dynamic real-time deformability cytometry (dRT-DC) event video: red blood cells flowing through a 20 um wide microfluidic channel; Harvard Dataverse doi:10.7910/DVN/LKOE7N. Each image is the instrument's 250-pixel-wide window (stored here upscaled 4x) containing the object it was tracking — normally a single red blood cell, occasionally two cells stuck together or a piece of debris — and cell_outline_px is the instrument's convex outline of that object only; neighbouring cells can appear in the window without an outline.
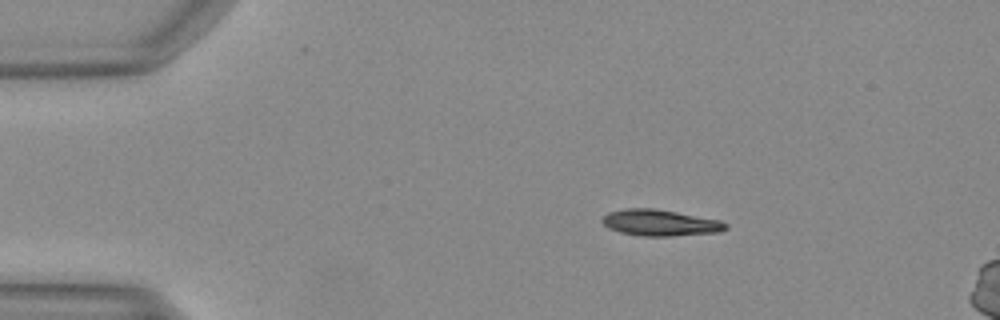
{"species": "Egyptian fruit bat (a non-hibernating species)", "species_latin": "Rousettus aegyptiacus", "temperature_condition": "warm", "stored_images_in_passage": 7, "camera_frame_rate_fps": 3000, "um_per_image_px": 0.085, "animal": {"sex": "female"}, "frame": {"image": 1, "passage_image": 1, "time_ms": 0.0, "image_size_px": [1000, 320], "cell_outline_px": [[728, 228], [720, 232], [672, 236], [640, 236], [620, 232], [608, 228], [600, 220], [608, 212], [624, 208], [652, 208], [676, 212], [720, 220], [728, 224]], "centroid_in_image_um": [56.1, 18.94], "position_along_channel_um": 28.9, "area_um2": 18.96}}